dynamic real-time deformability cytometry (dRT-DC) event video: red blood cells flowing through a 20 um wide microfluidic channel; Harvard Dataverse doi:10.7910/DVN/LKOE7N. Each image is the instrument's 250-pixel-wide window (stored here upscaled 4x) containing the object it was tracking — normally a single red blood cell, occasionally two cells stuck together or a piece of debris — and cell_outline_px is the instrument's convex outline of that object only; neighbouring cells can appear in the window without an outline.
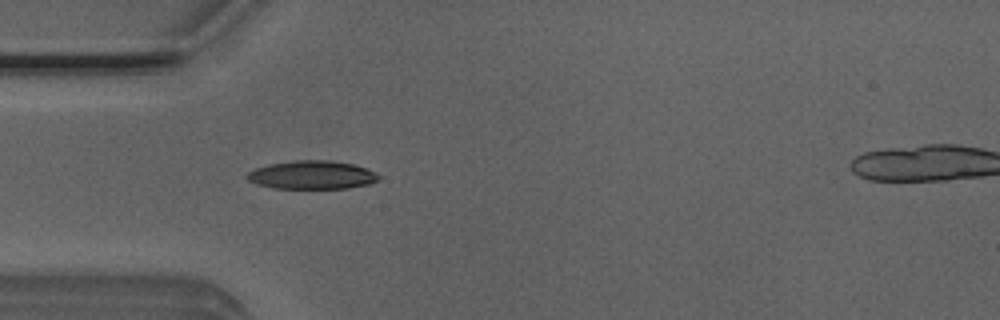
{"species": "Egyptian fruit bat (a non-hibernating species)", "species_latin": "Rousettus aegyptiacus", "temperature_condition": "room temperature", "stored_images_in_passage": 2, "camera_frame_rate_fps": 3000, "um_per_image_px": 0.085, "animal": {"sex": "male"}, "frame": {"image": 1, "passage_image": 1, "time_ms": 0.0, "image_size_px": [1000, 320], "cell_outline_px": [[380, 176], [376, 180], [368, 184], [348, 188], [272, 188], [256, 184], [248, 180], [244, 176], [248, 172], [256, 168], [268, 164], [296, 160], [328, 160], [356, 164]], "centroid_in_image_um": [26.46, 14.87], "position_along_channel_um": 58.5, "area_um2": 21.68}}